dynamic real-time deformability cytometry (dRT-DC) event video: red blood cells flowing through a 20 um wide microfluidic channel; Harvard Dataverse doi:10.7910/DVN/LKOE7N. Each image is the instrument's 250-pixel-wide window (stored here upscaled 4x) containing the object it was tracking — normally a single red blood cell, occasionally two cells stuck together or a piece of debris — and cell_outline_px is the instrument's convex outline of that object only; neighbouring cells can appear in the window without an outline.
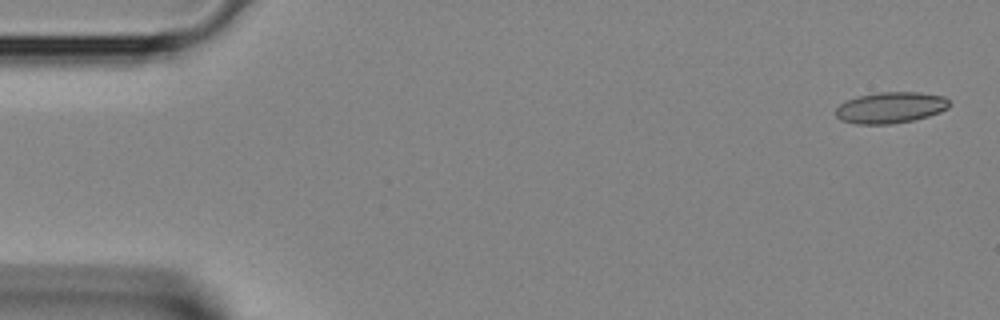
{"species": "Egyptian fruit bat (a non-hibernating species)", "species_latin": "Rousettus aegyptiacus", "temperature_condition": "room temperature", "stored_images_in_passage": 3, "camera_frame_rate_fps": 3000, "um_per_image_px": 0.085, "animal": {"sex": "female"}, "frame": {"image": 1, "passage_image": 1, "time_ms": 0.0, "image_size_px": [1000, 320], "cell_outline_px": [[948, 108], [940, 112], [928, 116], [912, 120], [892, 124], [856, 124], [840, 120], [836, 116], [836, 108], [844, 100], [856, 96], [880, 92], [920, 92], [944, 96], [948, 100]], "centroid_in_image_um": [75.66, 9.14], "position_along_channel_um": 9.3, "area_um2": 20.75}}
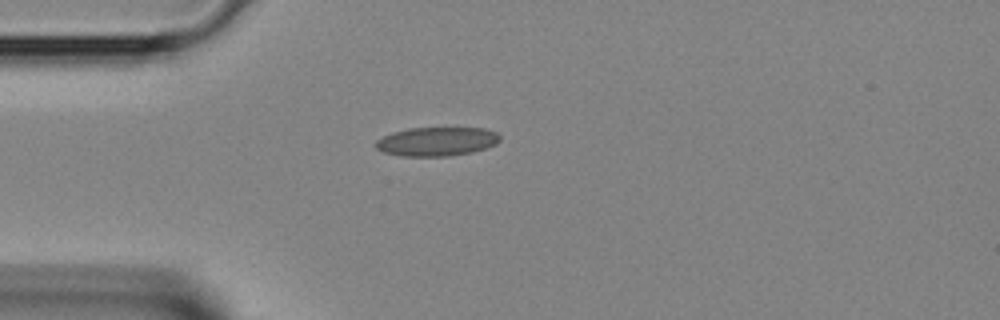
{"frame": {"image": 2, "passage_image": 3, "time_ms": 0.667, "image_size_px": [1000, 320], "cell_outline_px": [[500, 140], [496, 144], [472, 152], [448, 156], [400, 156], [384, 152], [376, 148], [376, 140], [392, 132], [408, 128], [488, 128], [496, 132], [500, 136]], "centroid_in_image_um": [37.13, 12.02], "position_along_channel_um": 47.9, "area_um2": 20.92}}